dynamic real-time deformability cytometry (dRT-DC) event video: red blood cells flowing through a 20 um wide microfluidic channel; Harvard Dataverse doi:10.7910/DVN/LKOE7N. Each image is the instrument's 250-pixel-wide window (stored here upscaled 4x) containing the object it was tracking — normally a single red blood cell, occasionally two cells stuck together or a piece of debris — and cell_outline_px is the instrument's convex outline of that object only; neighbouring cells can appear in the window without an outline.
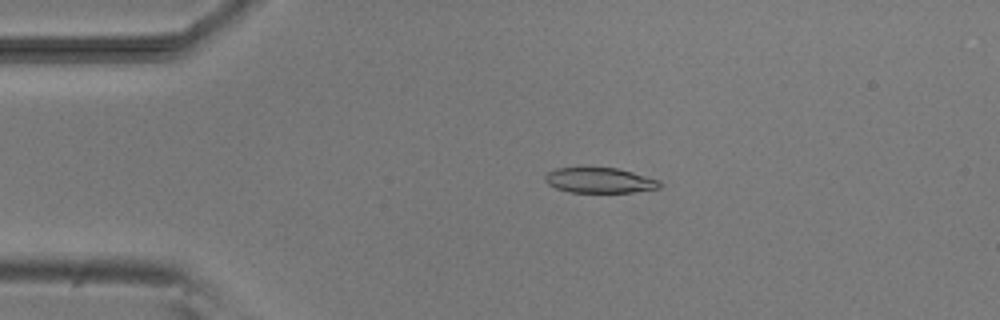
{"species": "common noctule bat (a hibernating species)", "species_latin": "Nyctalus noctula", "temperature_condition": "room temperature", "stored_images_in_passage": 6, "camera_frame_rate_fps": 3000, "um_per_image_px": 0.085, "animal": {"sex": "male", "body_mass_g": 20.5, "forearm_length_mm": 52.5}, "frame": {"image": 1, "passage_image": 4, "time_ms": 3.333, "image_size_px": [1000, 320], "cell_outline_px": [[660, 188], [632, 192], [568, 192], [556, 188], [548, 184], [544, 180], [544, 176], [548, 172], [556, 168], [580, 164], [616, 168], [632, 172], [660, 180]], "centroid_in_image_um": [50.88, 15.28], "position_along_channel_um": 34.1, "area_um2": 17.63}}
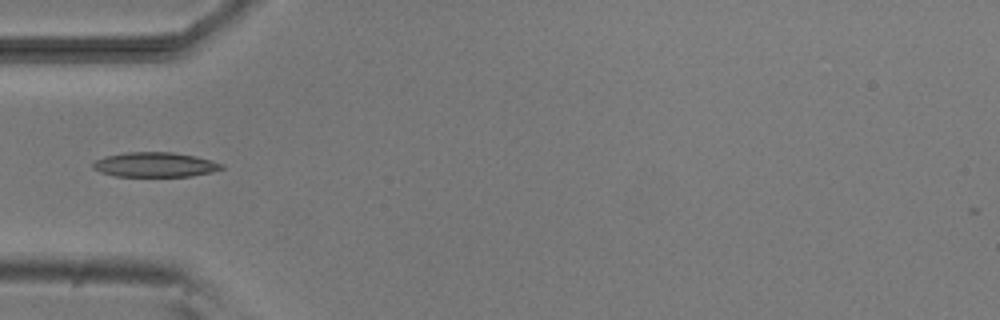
{"frame": {"image": 2, "passage_image": 6, "time_ms": 5.333, "image_size_px": [1000, 320], "cell_outline_px": [[224, 168], [212, 172], [192, 176], [116, 176], [100, 172], [92, 168], [92, 164], [96, 160], [104, 156], [128, 152], [172, 152], [196, 156], [224, 164]], "centroid_in_image_um": [13.18, 13.99], "position_along_channel_um": 71.8, "area_um2": 18.55}}